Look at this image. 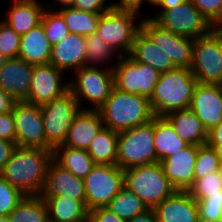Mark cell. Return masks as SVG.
Returning <instances> with one entry per match:
<instances>
[{"mask_svg": "<svg viewBox=\"0 0 222 222\" xmlns=\"http://www.w3.org/2000/svg\"><path fill=\"white\" fill-rule=\"evenodd\" d=\"M187 1L188 0H159L151 10L153 12H164L167 9L177 7Z\"/></svg>", "mask_w": 222, "mask_h": 222, "instance_id": "obj_49", "label": "cell"}, {"mask_svg": "<svg viewBox=\"0 0 222 222\" xmlns=\"http://www.w3.org/2000/svg\"><path fill=\"white\" fill-rule=\"evenodd\" d=\"M53 160L75 176L84 179L95 166L87 150L61 145L53 150Z\"/></svg>", "mask_w": 222, "mask_h": 222, "instance_id": "obj_29", "label": "cell"}, {"mask_svg": "<svg viewBox=\"0 0 222 222\" xmlns=\"http://www.w3.org/2000/svg\"><path fill=\"white\" fill-rule=\"evenodd\" d=\"M118 132L103 127L93 138L88 153L95 164L116 165Z\"/></svg>", "mask_w": 222, "mask_h": 222, "instance_id": "obj_30", "label": "cell"}, {"mask_svg": "<svg viewBox=\"0 0 222 222\" xmlns=\"http://www.w3.org/2000/svg\"><path fill=\"white\" fill-rule=\"evenodd\" d=\"M12 113L16 146L47 149L41 107L26 101H17Z\"/></svg>", "mask_w": 222, "mask_h": 222, "instance_id": "obj_14", "label": "cell"}, {"mask_svg": "<svg viewBox=\"0 0 222 222\" xmlns=\"http://www.w3.org/2000/svg\"><path fill=\"white\" fill-rule=\"evenodd\" d=\"M24 196L0 175V216L7 217Z\"/></svg>", "mask_w": 222, "mask_h": 222, "instance_id": "obj_38", "label": "cell"}, {"mask_svg": "<svg viewBox=\"0 0 222 222\" xmlns=\"http://www.w3.org/2000/svg\"><path fill=\"white\" fill-rule=\"evenodd\" d=\"M86 208L106 207L124 186V170L117 165L95 164L83 179Z\"/></svg>", "mask_w": 222, "mask_h": 222, "instance_id": "obj_11", "label": "cell"}, {"mask_svg": "<svg viewBox=\"0 0 222 222\" xmlns=\"http://www.w3.org/2000/svg\"><path fill=\"white\" fill-rule=\"evenodd\" d=\"M197 145H188L179 152L159 161L164 175L177 191H189L194 184Z\"/></svg>", "mask_w": 222, "mask_h": 222, "instance_id": "obj_17", "label": "cell"}, {"mask_svg": "<svg viewBox=\"0 0 222 222\" xmlns=\"http://www.w3.org/2000/svg\"><path fill=\"white\" fill-rule=\"evenodd\" d=\"M213 30L219 31L222 28V8L219 15L211 22Z\"/></svg>", "mask_w": 222, "mask_h": 222, "instance_id": "obj_52", "label": "cell"}, {"mask_svg": "<svg viewBox=\"0 0 222 222\" xmlns=\"http://www.w3.org/2000/svg\"><path fill=\"white\" fill-rule=\"evenodd\" d=\"M189 108L208 132L222 122V85L197 83Z\"/></svg>", "mask_w": 222, "mask_h": 222, "instance_id": "obj_16", "label": "cell"}, {"mask_svg": "<svg viewBox=\"0 0 222 222\" xmlns=\"http://www.w3.org/2000/svg\"><path fill=\"white\" fill-rule=\"evenodd\" d=\"M163 118L173 127L177 135L189 145L206 144L207 131L190 108L172 111Z\"/></svg>", "mask_w": 222, "mask_h": 222, "instance_id": "obj_24", "label": "cell"}, {"mask_svg": "<svg viewBox=\"0 0 222 222\" xmlns=\"http://www.w3.org/2000/svg\"><path fill=\"white\" fill-rule=\"evenodd\" d=\"M9 58H7L5 55L0 54V68L7 62Z\"/></svg>", "mask_w": 222, "mask_h": 222, "instance_id": "obj_55", "label": "cell"}, {"mask_svg": "<svg viewBox=\"0 0 222 222\" xmlns=\"http://www.w3.org/2000/svg\"><path fill=\"white\" fill-rule=\"evenodd\" d=\"M40 23L42 24L46 37L52 46L69 34L68 26L57 10L45 8Z\"/></svg>", "mask_w": 222, "mask_h": 222, "instance_id": "obj_35", "label": "cell"}, {"mask_svg": "<svg viewBox=\"0 0 222 222\" xmlns=\"http://www.w3.org/2000/svg\"><path fill=\"white\" fill-rule=\"evenodd\" d=\"M220 179L222 180V163H220L219 169H218Z\"/></svg>", "mask_w": 222, "mask_h": 222, "instance_id": "obj_57", "label": "cell"}, {"mask_svg": "<svg viewBox=\"0 0 222 222\" xmlns=\"http://www.w3.org/2000/svg\"><path fill=\"white\" fill-rule=\"evenodd\" d=\"M119 58L120 55L98 34L86 36V66L113 69Z\"/></svg>", "mask_w": 222, "mask_h": 222, "instance_id": "obj_32", "label": "cell"}, {"mask_svg": "<svg viewBox=\"0 0 222 222\" xmlns=\"http://www.w3.org/2000/svg\"><path fill=\"white\" fill-rule=\"evenodd\" d=\"M188 145L163 117H154V147L157 162L179 152Z\"/></svg>", "mask_w": 222, "mask_h": 222, "instance_id": "obj_28", "label": "cell"}, {"mask_svg": "<svg viewBox=\"0 0 222 222\" xmlns=\"http://www.w3.org/2000/svg\"><path fill=\"white\" fill-rule=\"evenodd\" d=\"M68 26L69 33L88 36L96 33L100 15L102 13H91L71 7L57 10Z\"/></svg>", "mask_w": 222, "mask_h": 222, "instance_id": "obj_33", "label": "cell"}, {"mask_svg": "<svg viewBox=\"0 0 222 222\" xmlns=\"http://www.w3.org/2000/svg\"><path fill=\"white\" fill-rule=\"evenodd\" d=\"M16 147L17 146L14 141L0 138V171L5 167Z\"/></svg>", "mask_w": 222, "mask_h": 222, "instance_id": "obj_46", "label": "cell"}, {"mask_svg": "<svg viewBox=\"0 0 222 222\" xmlns=\"http://www.w3.org/2000/svg\"><path fill=\"white\" fill-rule=\"evenodd\" d=\"M20 35L0 18V54L7 58H17L19 54Z\"/></svg>", "mask_w": 222, "mask_h": 222, "instance_id": "obj_39", "label": "cell"}, {"mask_svg": "<svg viewBox=\"0 0 222 222\" xmlns=\"http://www.w3.org/2000/svg\"><path fill=\"white\" fill-rule=\"evenodd\" d=\"M0 222H8L7 217L0 216Z\"/></svg>", "mask_w": 222, "mask_h": 222, "instance_id": "obj_58", "label": "cell"}, {"mask_svg": "<svg viewBox=\"0 0 222 222\" xmlns=\"http://www.w3.org/2000/svg\"><path fill=\"white\" fill-rule=\"evenodd\" d=\"M68 75L54 65H34L26 102L42 106L70 90Z\"/></svg>", "mask_w": 222, "mask_h": 222, "instance_id": "obj_15", "label": "cell"}, {"mask_svg": "<svg viewBox=\"0 0 222 222\" xmlns=\"http://www.w3.org/2000/svg\"><path fill=\"white\" fill-rule=\"evenodd\" d=\"M52 45L40 23L21 35L18 58L31 65H46L50 62Z\"/></svg>", "mask_w": 222, "mask_h": 222, "instance_id": "obj_25", "label": "cell"}, {"mask_svg": "<svg viewBox=\"0 0 222 222\" xmlns=\"http://www.w3.org/2000/svg\"><path fill=\"white\" fill-rule=\"evenodd\" d=\"M104 127L98 110H80L68 130L64 146L88 150L93 138Z\"/></svg>", "mask_w": 222, "mask_h": 222, "instance_id": "obj_22", "label": "cell"}, {"mask_svg": "<svg viewBox=\"0 0 222 222\" xmlns=\"http://www.w3.org/2000/svg\"><path fill=\"white\" fill-rule=\"evenodd\" d=\"M7 219L8 222H49L45 200L40 195H25Z\"/></svg>", "mask_w": 222, "mask_h": 222, "instance_id": "obj_31", "label": "cell"}, {"mask_svg": "<svg viewBox=\"0 0 222 222\" xmlns=\"http://www.w3.org/2000/svg\"><path fill=\"white\" fill-rule=\"evenodd\" d=\"M33 66L18 57L8 59L0 68V88L16 101H26L31 90Z\"/></svg>", "mask_w": 222, "mask_h": 222, "instance_id": "obj_20", "label": "cell"}, {"mask_svg": "<svg viewBox=\"0 0 222 222\" xmlns=\"http://www.w3.org/2000/svg\"><path fill=\"white\" fill-rule=\"evenodd\" d=\"M193 5L208 19L211 23L220 13L222 0H191Z\"/></svg>", "mask_w": 222, "mask_h": 222, "instance_id": "obj_42", "label": "cell"}, {"mask_svg": "<svg viewBox=\"0 0 222 222\" xmlns=\"http://www.w3.org/2000/svg\"><path fill=\"white\" fill-rule=\"evenodd\" d=\"M48 208L49 222H88V209L69 196H41Z\"/></svg>", "mask_w": 222, "mask_h": 222, "instance_id": "obj_27", "label": "cell"}, {"mask_svg": "<svg viewBox=\"0 0 222 222\" xmlns=\"http://www.w3.org/2000/svg\"><path fill=\"white\" fill-rule=\"evenodd\" d=\"M40 107L47 149L53 151L63 145L71 122L81 108L70 90Z\"/></svg>", "mask_w": 222, "mask_h": 222, "instance_id": "obj_8", "label": "cell"}, {"mask_svg": "<svg viewBox=\"0 0 222 222\" xmlns=\"http://www.w3.org/2000/svg\"><path fill=\"white\" fill-rule=\"evenodd\" d=\"M73 8L91 13H105L112 8L111 0H75Z\"/></svg>", "mask_w": 222, "mask_h": 222, "instance_id": "obj_41", "label": "cell"}, {"mask_svg": "<svg viewBox=\"0 0 222 222\" xmlns=\"http://www.w3.org/2000/svg\"><path fill=\"white\" fill-rule=\"evenodd\" d=\"M188 192L196 201L210 196L222 195V180L219 172L208 173L202 178L196 179Z\"/></svg>", "mask_w": 222, "mask_h": 222, "instance_id": "obj_36", "label": "cell"}, {"mask_svg": "<svg viewBox=\"0 0 222 222\" xmlns=\"http://www.w3.org/2000/svg\"><path fill=\"white\" fill-rule=\"evenodd\" d=\"M112 71L115 88L148 99L151 98L160 75L151 66L134 61L129 55L120 56Z\"/></svg>", "mask_w": 222, "mask_h": 222, "instance_id": "obj_12", "label": "cell"}, {"mask_svg": "<svg viewBox=\"0 0 222 222\" xmlns=\"http://www.w3.org/2000/svg\"><path fill=\"white\" fill-rule=\"evenodd\" d=\"M159 0H148V12H146V17L149 16V14L152 12L151 7L153 9V7L157 4ZM150 11V12H149Z\"/></svg>", "mask_w": 222, "mask_h": 222, "instance_id": "obj_53", "label": "cell"}, {"mask_svg": "<svg viewBox=\"0 0 222 222\" xmlns=\"http://www.w3.org/2000/svg\"><path fill=\"white\" fill-rule=\"evenodd\" d=\"M127 222H158V219L154 209H149L146 212L131 218Z\"/></svg>", "mask_w": 222, "mask_h": 222, "instance_id": "obj_51", "label": "cell"}, {"mask_svg": "<svg viewBox=\"0 0 222 222\" xmlns=\"http://www.w3.org/2000/svg\"><path fill=\"white\" fill-rule=\"evenodd\" d=\"M16 102L10 94L0 88V114L12 112Z\"/></svg>", "mask_w": 222, "mask_h": 222, "instance_id": "obj_48", "label": "cell"}, {"mask_svg": "<svg viewBox=\"0 0 222 222\" xmlns=\"http://www.w3.org/2000/svg\"><path fill=\"white\" fill-rule=\"evenodd\" d=\"M15 121L12 112L0 114V138L15 142Z\"/></svg>", "mask_w": 222, "mask_h": 222, "instance_id": "obj_44", "label": "cell"}, {"mask_svg": "<svg viewBox=\"0 0 222 222\" xmlns=\"http://www.w3.org/2000/svg\"><path fill=\"white\" fill-rule=\"evenodd\" d=\"M206 144L210 147L222 145V122L207 132Z\"/></svg>", "mask_w": 222, "mask_h": 222, "instance_id": "obj_47", "label": "cell"}, {"mask_svg": "<svg viewBox=\"0 0 222 222\" xmlns=\"http://www.w3.org/2000/svg\"><path fill=\"white\" fill-rule=\"evenodd\" d=\"M98 111L104 127L116 132L144 125L155 117L148 98L115 87Z\"/></svg>", "mask_w": 222, "mask_h": 222, "instance_id": "obj_2", "label": "cell"}, {"mask_svg": "<svg viewBox=\"0 0 222 222\" xmlns=\"http://www.w3.org/2000/svg\"><path fill=\"white\" fill-rule=\"evenodd\" d=\"M197 202L199 218L222 220V195L210 196Z\"/></svg>", "mask_w": 222, "mask_h": 222, "instance_id": "obj_40", "label": "cell"}, {"mask_svg": "<svg viewBox=\"0 0 222 222\" xmlns=\"http://www.w3.org/2000/svg\"><path fill=\"white\" fill-rule=\"evenodd\" d=\"M142 18L135 11L112 7L100 15L96 34L120 56L129 55Z\"/></svg>", "mask_w": 222, "mask_h": 222, "instance_id": "obj_6", "label": "cell"}, {"mask_svg": "<svg viewBox=\"0 0 222 222\" xmlns=\"http://www.w3.org/2000/svg\"><path fill=\"white\" fill-rule=\"evenodd\" d=\"M215 149L217 156L219 157L220 163H222V145L218 147H212Z\"/></svg>", "mask_w": 222, "mask_h": 222, "instance_id": "obj_54", "label": "cell"}, {"mask_svg": "<svg viewBox=\"0 0 222 222\" xmlns=\"http://www.w3.org/2000/svg\"><path fill=\"white\" fill-rule=\"evenodd\" d=\"M147 17L174 34L193 39L204 36L213 30L211 23L193 5L191 0L164 12H151Z\"/></svg>", "mask_w": 222, "mask_h": 222, "instance_id": "obj_10", "label": "cell"}, {"mask_svg": "<svg viewBox=\"0 0 222 222\" xmlns=\"http://www.w3.org/2000/svg\"><path fill=\"white\" fill-rule=\"evenodd\" d=\"M219 166L220 160L215 149L207 144L199 145L194 167V181L208 173L218 171Z\"/></svg>", "mask_w": 222, "mask_h": 222, "instance_id": "obj_37", "label": "cell"}, {"mask_svg": "<svg viewBox=\"0 0 222 222\" xmlns=\"http://www.w3.org/2000/svg\"><path fill=\"white\" fill-rule=\"evenodd\" d=\"M7 7L0 18L20 36L40 24L45 10L43 0H11Z\"/></svg>", "mask_w": 222, "mask_h": 222, "instance_id": "obj_21", "label": "cell"}, {"mask_svg": "<svg viewBox=\"0 0 222 222\" xmlns=\"http://www.w3.org/2000/svg\"><path fill=\"white\" fill-rule=\"evenodd\" d=\"M190 71L200 84L222 85V34L212 30L194 41Z\"/></svg>", "mask_w": 222, "mask_h": 222, "instance_id": "obj_9", "label": "cell"}, {"mask_svg": "<svg viewBox=\"0 0 222 222\" xmlns=\"http://www.w3.org/2000/svg\"><path fill=\"white\" fill-rule=\"evenodd\" d=\"M70 91L82 110H98L114 87L110 68L84 66L69 77Z\"/></svg>", "mask_w": 222, "mask_h": 222, "instance_id": "obj_5", "label": "cell"}, {"mask_svg": "<svg viewBox=\"0 0 222 222\" xmlns=\"http://www.w3.org/2000/svg\"><path fill=\"white\" fill-rule=\"evenodd\" d=\"M70 77L86 66V36L69 33L52 46L50 62Z\"/></svg>", "mask_w": 222, "mask_h": 222, "instance_id": "obj_18", "label": "cell"}, {"mask_svg": "<svg viewBox=\"0 0 222 222\" xmlns=\"http://www.w3.org/2000/svg\"><path fill=\"white\" fill-rule=\"evenodd\" d=\"M197 222H222V220H205L198 218Z\"/></svg>", "mask_w": 222, "mask_h": 222, "instance_id": "obj_56", "label": "cell"}, {"mask_svg": "<svg viewBox=\"0 0 222 222\" xmlns=\"http://www.w3.org/2000/svg\"><path fill=\"white\" fill-rule=\"evenodd\" d=\"M45 8L58 10L64 7H71L75 0H43Z\"/></svg>", "mask_w": 222, "mask_h": 222, "instance_id": "obj_50", "label": "cell"}, {"mask_svg": "<svg viewBox=\"0 0 222 222\" xmlns=\"http://www.w3.org/2000/svg\"><path fill=\"white\" fill-rule=\"evenodd\" d=\"M140 29L159 47L177 68H191L195 39L162 28L153 19L143 17Z\"/></svg>", "mask_w": 222, "mask_h": 222, "instance_id": "obj_13", "label": "cell"}, {"mask_svg": "<svg viewBox=\"0 0 222 222\" xmlns=\"http://www.w3.org/2000/svg\"><path fill=\"white\" fill-rule=\"evenodd\" d=\"M65 195L80 200L86 206L84 180L52 160L48 166L45 185L40 196Z\"/></svg>", "mask_w": 222, "mask_h": 222, "instance_id": "obj_19", "label": "cell"}, {"mask_svg": "<svg viewBox=\"0 0 222 222\" xmlns=\"http://www.w3.org/2000/svg\"><path fill=\"white\" fill-rule=\"evenodd\" d=\"M106 208L125 221L149 210L144 202L126 186H123Z\"/></svg>", "mask_w": 222, "mask_h": 222, "instance_id": "obj_34", "label": "cell"}, {"mask_svg": "<svg viewBox=\"0 0 222 222\" xmlns=\"http://www.w3.org/2000/svg\"><path fill=\"white\" fill-rule=\"evenodd\" d=\"M124 186L134 192L148 209H154L177 191L164 175L159 162L125 169Z\"/></svg>", "mask_w": 222, "mask_h": 222, "instance_id": "obj_4", "label": "cell"}, {"mask_svg": "<svg viewBox=\"0 0 222 222\" xmlns=\"http://www.w3.org/2000/svg\"><path fill=\"white\" fill-rule=\"evenodd\" d=\"M157 162L154 118L141 126L118 132L116 165L123 170Z\"/></svg>", "mask_w": 222, "mask_h": 222, "instance_id": "obj_7", "label": "cell"}, {"mask_svg": "<svg viewBox=\"0 0 222 222\" xmlns=\"http://www.w3.org/2000/svg\"><path fill=\"white\" fill-rule=\"evenodd\" d=\"M148 0H112V7L120 10H130L139 13L142 17H146L148 11Z\"/></svg>", "mask_w": 222, "mask_h": 222, "instance_id": "obj_43", "label": "cell"}, {"mask_svg": "<svg viewBox=\"0 0 222 222\" xmlns=\"http://www.w3.org/2000/svg\"><path fill=\"white\" fill-rule=\"evenodd\" d=\"M53 151L16 147L0 175L24 195H41Z\"/></svg>", "mask_w": 222, "mask_h": 222, "instance_id": "obj_1", "label": "cell"}, {"mask_svg": "<svg viewBox=\"0 0 222 222\" xmlns=\"http://www.w3.org/2000/svg\"><path fill=\"white\" fill-rule=\"evenodd\" d=\"M88 222H127L106 207L95 208L88 212Z\"/></svg>", "mask_w": 222, "mask_h": 222, "instance_id": "obj_45", "label": "cell"}, {"mask_svg": "<svg viewBox=\"0 0 222 222\" xmlns=\"http://www.w3.org/2000/svg\"><path fill=\"white\" fill-rule=\"evenodd\" d=\"M158 222H197L196 200L188 191H176L154 208Z\"/></svg>", "mask_w": 222, "mask_h": 222, "instance_id": "obj_23", "label": "cell"}, {"mask_svg": "<svg viewBox=\"0 0 222 222\" xmlns=\"http://www.w3.org/2000/svg\"><path fill=\"white\" fill-rule=\"evenodd\" d=\"M129 56L134 61L151 66L159 73L176 68L169 57L159 47H156L141 29L135 35Z\"/></svg>", "mask_w": 222, "mask_h": 222, "instance_id": "obj_26", "label": "cell"}, {"mask_svg": "<svg viewBox=\"0 0 222 222\" xmlns=\"http://www.w3.org/2000/svg\"><path fill=\"white\" fill-rule=\"evenodd\" d=\"M198 81L188 68H175L160 73L153 94L149 99L155 117L187 109L190 106Z\"/></svg>", "mask_w": 222, "mask_h": 222, "instance_id": "obj_3", "label": "cell"}]
</instances>
